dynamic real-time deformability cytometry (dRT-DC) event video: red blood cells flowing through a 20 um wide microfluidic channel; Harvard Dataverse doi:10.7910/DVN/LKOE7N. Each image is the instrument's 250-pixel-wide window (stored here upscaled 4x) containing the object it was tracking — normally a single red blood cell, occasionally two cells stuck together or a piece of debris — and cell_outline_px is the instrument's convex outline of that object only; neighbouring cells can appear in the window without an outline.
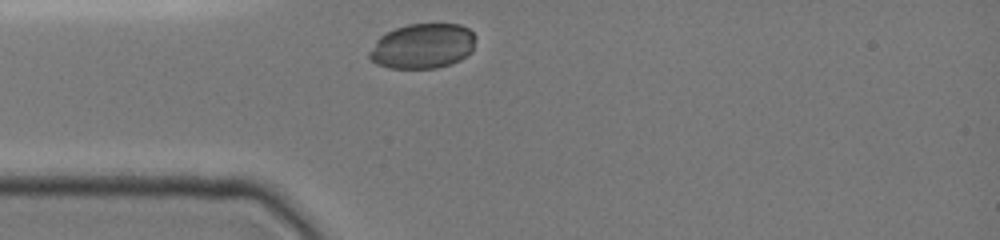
{"species": "common noctule bat (a hibernating species)", "species_latin": "Nyctalus noctula", "temperature_condition": "cold", "stored_images_in_passage": 2, "camera_frame_rate_fps": 3000, "um_per_image_px": 0.085, "animal": {"sex": "female", "body_mass_g": 19.0, "forearm_length_mm": 51.5}, "frame": {"image": 1, "passage_image": 1, "time_ms": 0.0, "image_size_px": [1000, 240], "cell_outline_px": [[476, 36], [472, 52], [460, 60], [436, 68], [388, 68], [376, 64], [368, 56], [368, 52], [376, 40], [380, 36], [396, 28], [408, 24], [460, 24], [468, 28]], "centroid_in_image_um": [35.92, 3.92], "position_along_channel_um": 49.1, "area_um2": 27.92}}